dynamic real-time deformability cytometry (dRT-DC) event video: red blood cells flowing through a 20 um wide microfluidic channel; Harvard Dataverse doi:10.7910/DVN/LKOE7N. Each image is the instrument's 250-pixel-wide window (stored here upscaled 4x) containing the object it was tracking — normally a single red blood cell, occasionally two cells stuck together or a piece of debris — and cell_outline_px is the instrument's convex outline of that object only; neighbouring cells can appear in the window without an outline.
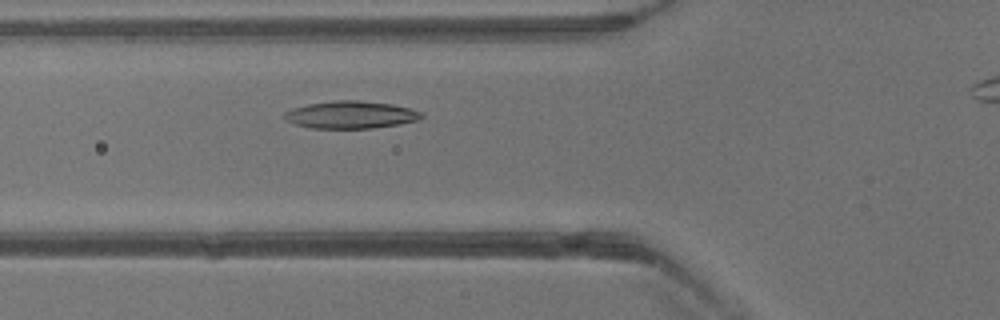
{"species": "common noctule bat (a hibernating species)", "species_latin": "Nyctalus noctula", "temperature_condition": "warm", "stored_images_in_passage": 26, "camera_frame_rate_fps": 3000, "um_per_image_px": 0.085, "animal": {"sex": "male", "body_mass_g": 13.3}, "frame": {"image": 1, "passage_image": 9, "time_ms": 2.667, "image_size_px": [1000, 320], "cell_outline_px": [[424, 116], [420, 120], [400, 124], [372, 128], [312, 128], [296, 124], [284, 120], [284, 112], [292, 108], [308, 104], [336, 100], [360, 100], [392, 104], [408, 108], [420, 112]], "centroid_in_image_um": [29.81, 9.75], "position_along_channel_um": 96.0, "area_um2": 21.91}}
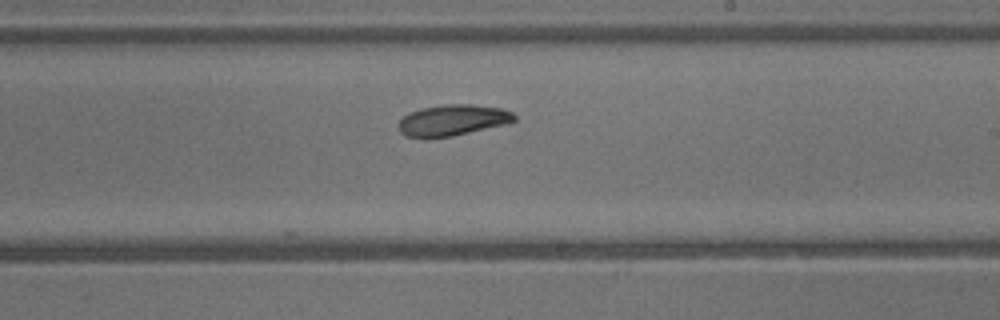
{"frame": {"image": 2, "passage_image": 18, "time_ms": 5.667, "image_size_px": [1000, 320], "cell_outline_px": [[516, 120], [508, 124], [452, 136], [424, 140], [408, 136], [400, 132], [396, 124], [408, 112], [420, 108], [444, 104], [472, 104], [500, 108], [512, 112], [516, 116]], "centroid_in_image_um": [38.43, 10.23], "position_along_channel_um": 250.6, "area_um2": 21.5}}
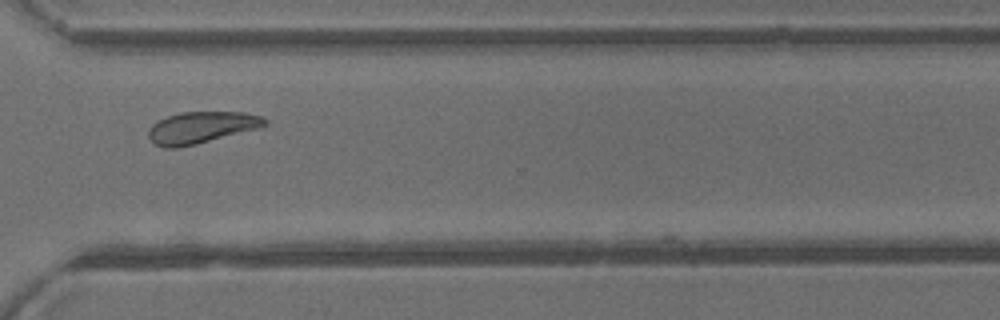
{"frame": {"image": 3, "passage_image": 24, "time_ms": 7.667, "image_size_px": [1000, 320], "cell_outline_px": [[268, 124], [260, 128], [196, 144], [176, 148], [164, 148], [156, 144], [148, 136], [148, 132], [152, 124], [168, 116], [180, 112], [244, 112], [264, 116], [268, 120]], "centroid_in_image_um": [17.17, 10.83], "position_along_channel_um": 353.4, "area_um2": 21.5}}